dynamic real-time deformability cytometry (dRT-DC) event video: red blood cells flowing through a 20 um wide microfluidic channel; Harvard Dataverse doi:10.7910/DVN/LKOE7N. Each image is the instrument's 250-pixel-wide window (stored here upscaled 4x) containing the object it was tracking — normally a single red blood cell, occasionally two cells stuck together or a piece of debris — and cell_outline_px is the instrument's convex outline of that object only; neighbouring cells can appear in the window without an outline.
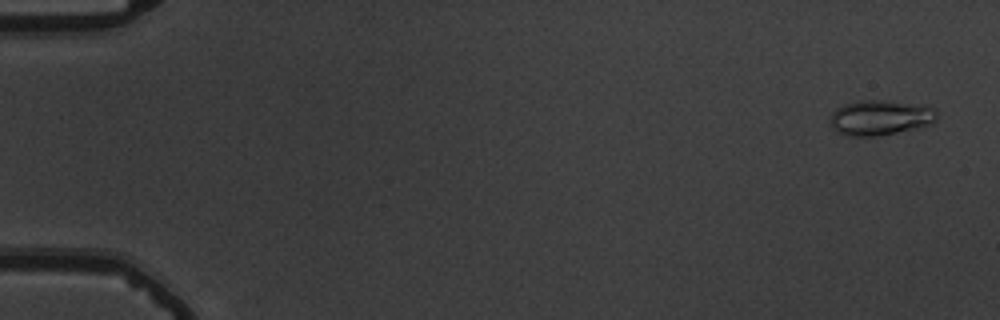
{"species": "common noctule bat (a hibernating species)", "species_latin": "Nyctalus noctula", "temperature_condition": "warm", "stored_images_in_passage": 56, "camera_frame_rate_fps": 3000, "um_per_image_px": 0.085, "animal": {"sex": "male", "body_mass_g": 19.5, "forearm_length_mm": 54.6}, "frame": {"image": 1, "passage_image": 3, "time_ms": 0.667, "image_size_px": [1000, 320], "cell_outline_px": [[936, 120], [932, 124], [920, 128], [880, 136], [844, 136], [836, 132], [832, 128], [832, 112], [836, 108], [844, 104], [860, 100], [880, 100], [936, 108]], "centroid_in_image_um": [74.81, 10.03], "position_along_channel_um": 10.2, "area_um2": 21.85}}
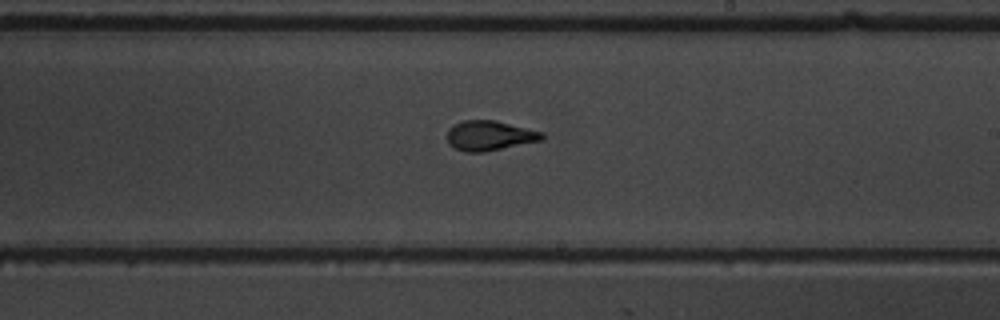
{"frame": {"image": 2, "passage_image": 34, "time_ms": 11.0, "image_size_px": [1000, 320], "cell_outline_px": [[544, 140], [484, 152], [464, 152], [448, 144], [448, 128], [464, 120], [496, 120], [544, 132]], "centroid_in_image_um": [41.65, 11.53], "position_along_channel_um": 247.4, "area_um2": 16.59}}
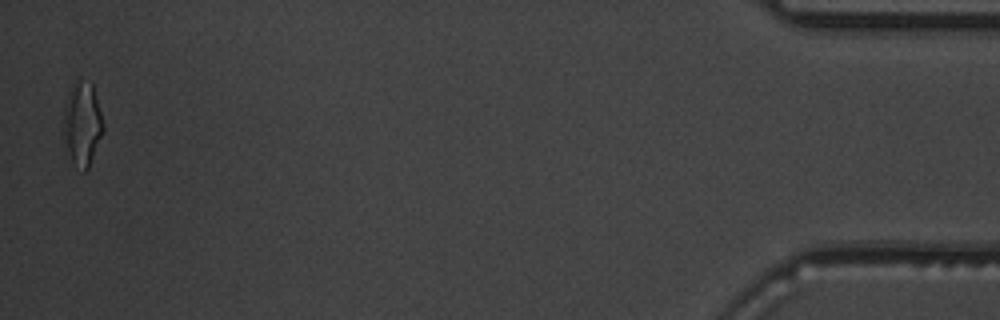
{"frame": {"image": 3, "passage_image": 55, "time_ms": 18.0, "image_size_px": [1000, 320], "cell_outline_px": [[104, 128], [88, 168], [84, 172], [72, 160], [68, 152], [64, 132], [64, 108], [68, 92], [72, 84], [76, 80], [80, 80], [92, 84], [104, 124]], "centroid_in_image_um": [7.0, 10.49], "position_along_channel_um": 428.2, "area_um2": 18.79}, "authors_computed_cell_mechanics": {"area_um2": 16.7909, "velocity_mm_per_s": 3.7756, "shape_relaxation_time_tau1_ms": 3.3275, "shape_relaxation_time_tau2_ms": 0.6321, "deformation_change_tau1": 0.207, "deformation_change_tau2": 0.0806}}